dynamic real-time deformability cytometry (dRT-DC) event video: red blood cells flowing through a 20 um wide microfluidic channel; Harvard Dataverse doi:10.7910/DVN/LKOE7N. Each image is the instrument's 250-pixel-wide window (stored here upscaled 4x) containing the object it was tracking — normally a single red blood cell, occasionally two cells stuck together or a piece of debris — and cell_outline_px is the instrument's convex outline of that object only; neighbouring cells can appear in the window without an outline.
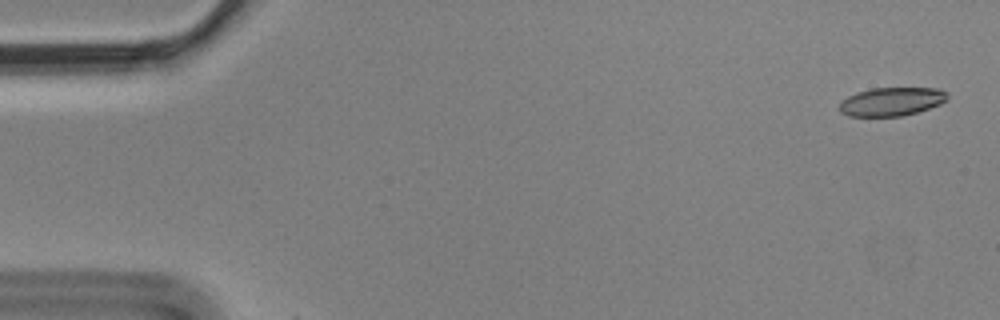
{"species": "Egyptian fruit bat (a non-hibernating species)", "species_latin": "Rousettus aegyptiacus", "temperature_condition": "cold", "stored_images_in_passage": 6, "segment_of_instrument_passage": [1, 2], "camera_frame_rate_fps": 3000, "um_per_image_px": 0.085, "animal": {"sex": "male"}, "frame": {"image": 1, "passage_image": 1, "time_ms": 0.0, "image_size_px": [1000, 320], "cell_outline_px": [[948, 100], [940, 104], [916, 112], [900, 116], [848, 116], [840, 112], [840, 100], [856, 92], [872, 88], [940, 88], [948, 92]], "centroid_in_image_um": [75.79, 8.62], "position_along_channel_um": 9.2, "area_um2": 18.03}}